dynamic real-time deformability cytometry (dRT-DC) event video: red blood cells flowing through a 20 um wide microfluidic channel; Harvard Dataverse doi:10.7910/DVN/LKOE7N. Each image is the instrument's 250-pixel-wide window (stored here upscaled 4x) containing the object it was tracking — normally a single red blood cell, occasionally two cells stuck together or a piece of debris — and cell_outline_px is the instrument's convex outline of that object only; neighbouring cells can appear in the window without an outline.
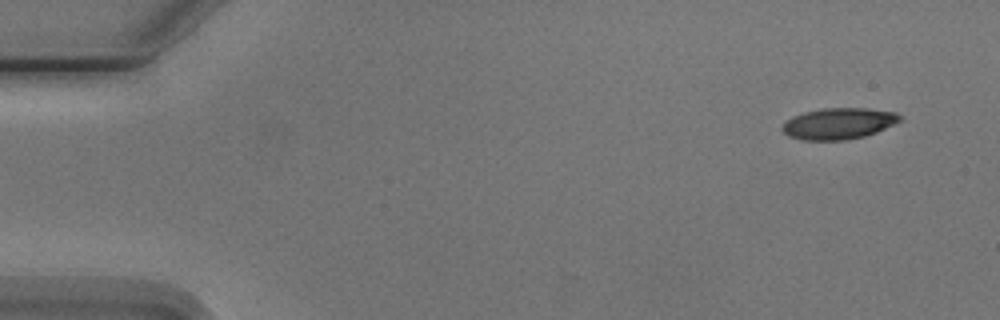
{"species": "Egyptian fruit bat (a non-hibernating species)", "species_latin": "Rousettus aegyptiacus", "temperature_condition": "cold", "stored_images_in_passage": 4, "camera_frame_rate_fps": 3000, "um_per_image_px": 0.085, "animal": {"sex": "male"}, "frame": {"image": 1, "passage_image": 1, "time_ms": 0.0, "image_size_px": [1000, 320], "cell_outline_px": [[904, 120], [876, 132], [864, 136], [844, 140], [804, 140], [788, 136], [780, 128], [784, 120], [792, 116], [804, 112], [820, 108], [868, 108], [896, 112]], "centroid_in_image_um": [71.26, 10.49], "position_along_channel_um": 13.7, "area_um2": 21.68}}
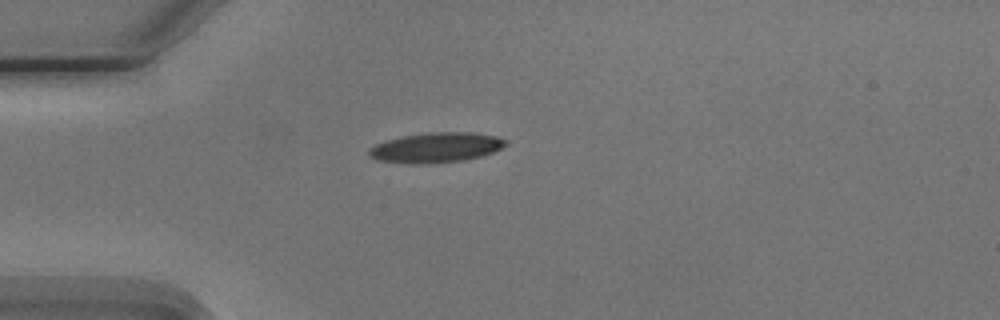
{"frame": {"image": 2, "passage_image": 4, "time_ms": 3.667, "image_size_px": [1000, 320], "cell_outline_px": [[508, 144], [492, 152], [480, 156], [464, 160], [432, 164], [408, 164], [376, 160], [368, 156], [368, 148], [384, 140], [404, 136], [432, 132], [472, 132], [496, 136], [508, 140]], "centroid_in_image_um": [37.03, 12.55], "position_along_channel_um": 48.0, "area_um2": 24.16}}